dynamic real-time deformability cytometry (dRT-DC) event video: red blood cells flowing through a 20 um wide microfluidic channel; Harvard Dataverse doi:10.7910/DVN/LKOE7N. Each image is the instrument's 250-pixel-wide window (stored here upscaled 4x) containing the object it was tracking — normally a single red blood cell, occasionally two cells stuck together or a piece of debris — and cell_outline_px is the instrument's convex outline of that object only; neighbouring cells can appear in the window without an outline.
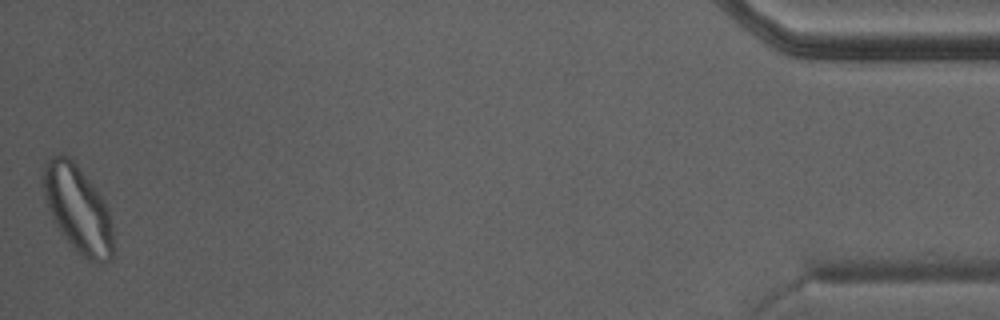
{"species": "Egyptian fruit bat (a non-hibernating species)", "species_latin": "Rousettus aegyptiacus", "temperature_condition": "warm", "stored_images_in_passage": 40, "camera_frame_rate_fps": 3000, "um_per_image_px": 0.085, "animal": {"sex": "male"}, "frame": {"image": 1, "passage_image": 40, "time_ms": 13.0, "image_size_px": [1000, 320], "cell_outline_px": [[112, 260], [100, 264], [96, 264], [80, 256], [60, 232], [52, 220], [40, 184], [40, 176], [44, 164], [52, 156], [60, 152], [64, 152], [76, 164], [104, 200], [108, 212], [112, 228]], "centroid_in_image_um": [6.56, 17.76], "position_along_channel_um": 428.6, "area_um2": 35.95}}